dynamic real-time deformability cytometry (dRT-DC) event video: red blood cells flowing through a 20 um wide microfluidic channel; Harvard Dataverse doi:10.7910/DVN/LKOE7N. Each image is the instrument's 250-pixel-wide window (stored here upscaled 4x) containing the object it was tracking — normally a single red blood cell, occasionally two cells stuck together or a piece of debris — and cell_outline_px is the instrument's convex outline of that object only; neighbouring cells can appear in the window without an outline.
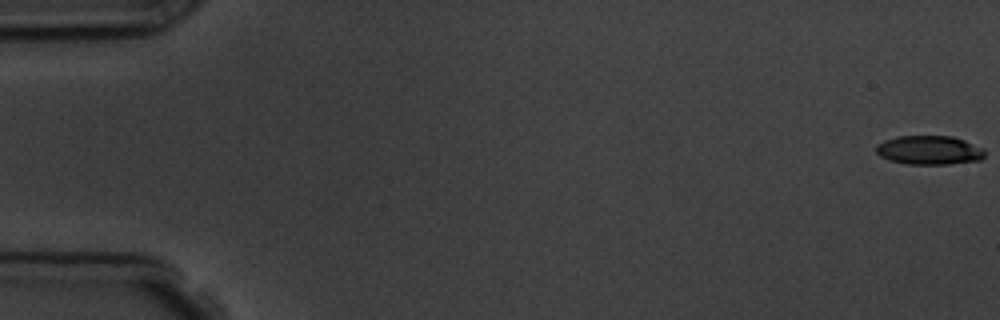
{"species": "common noctule bat (a hibernating species)", "species_latin": "Nyctalus noctula", "temperature_condition": "room temperature", "stored_images_in_passage": 5, "camera_frame_rate_fps": 3000, "um_per_image_px": 0.085, "animal": {"sex": "male", "body_mass_g": 19.5, "forearm_length_mm": 54.6}, "frame": {"image": 1, "passage_image": 1, "time_ms": 0.0, "image_size_px": [1000, 320], "cell_outline_px": [[984, 156], [980, 160], [948, 164], [908, 164], [888, 160], [880, 156], [876, 152], [876, 144], [884, 140], [896, 136], [952, 136], [964, 140], [984, 148]], "centroid_in_image_um": [78.96, 12.76], "position_along_channel_um": 6.0, "area_um2": 18.44}}